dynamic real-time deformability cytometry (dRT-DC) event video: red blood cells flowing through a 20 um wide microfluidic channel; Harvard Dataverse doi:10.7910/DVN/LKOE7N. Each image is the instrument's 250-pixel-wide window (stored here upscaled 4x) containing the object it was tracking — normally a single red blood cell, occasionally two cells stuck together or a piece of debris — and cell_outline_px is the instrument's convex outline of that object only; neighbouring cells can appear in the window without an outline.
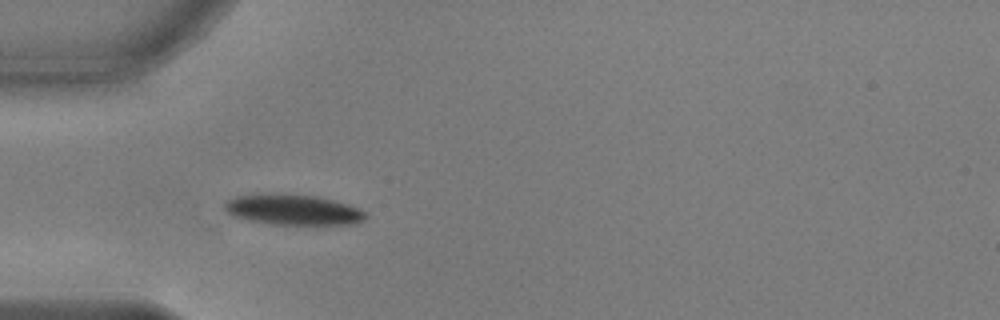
{"species": "common noctule bat (a hibernating species)", "species_latin": "Nyctalus noctula", "temperature_condition": "warm", "stored_images_in_passage": 39, "camera_frame_rate_fps": 3000, "um_per_image_px": 0.085, "animal": {"sex": "male", "body_mass_g": 17.9, "forearm_length_mm": 54.2}, "frame": {"image": 1, "passage_image": 1, "time_ms": 0.0, "image_size_px": [1000, 320], "cell_outline_px": [[368, 216], [364, 220], [356, 224], [272, 224], [248, 220], [236, 216], [228, 212], [224, 208], [224, 200], [236, 196], [316, 196], [348, 204], [364, 212]], "centroid_in_image_um": [24.95, 17.87], "position_along_channel_um": 60.1, "area_um2": 23.99}}
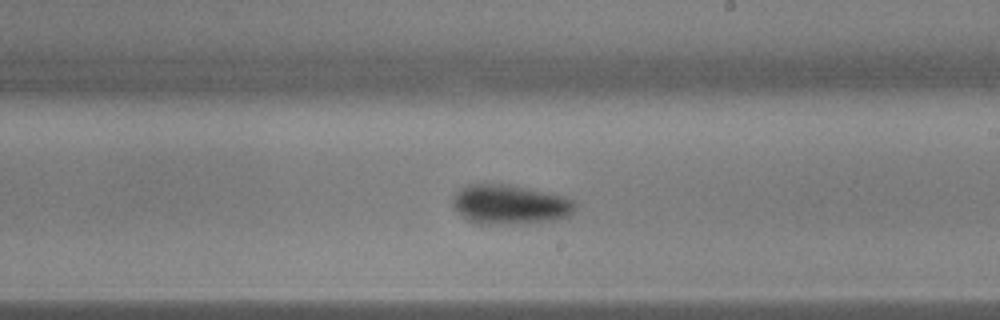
{"frame": {"image": 2, "passage_image": 16, "time_ms": 5.0, "image_size_px": [1000, 320], "cell_outline_px": [[576, 208], [568, 216], [552, 220], [504, 224], [480, 224], [468, 220], [452, 204], [452, 196], [460, 188], [468, 184], [508, 184], [564, 196], [572, 200], [576, 204]], "centroid_in_image_um": [43.32, 17.37], "position_along_channel_um": 245.7, "area_um2": 27.86}}
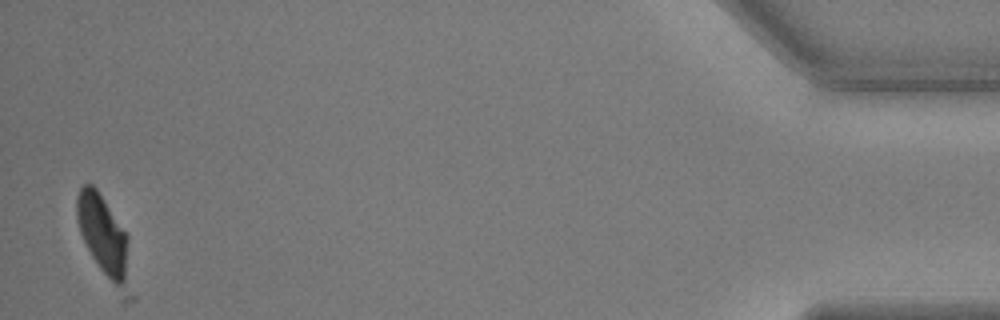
{"frame": {"image": 3, "passage_image": 37, "time_ms": 12.0, "image_size_px": [1000, 320], "cell_outline_px": [[136, 300], [124, 304], [120, 304], [92, 256], [80, 232], [76, 220], [76, 196], [80, 188], [84, 184], [92, 184], [96, 188], [128, 236], [136, 296]], "centroid_in_image_um": [9.02, 20.59], "position_along_channel_um": 426.2, "area_um2": 27.98}, "authors_computed_cell_mechanics": {"area_um2": 26.4724, "velocity_mm_per_s": 3.7774, "shape_relaxation_time_tau1_ms": 2.2019, "shape_relaxation_time_tau2_ms": 1.2204, "deformation_change_tau1": 0.1334, "deformation_change_tau2": 0.0555}}